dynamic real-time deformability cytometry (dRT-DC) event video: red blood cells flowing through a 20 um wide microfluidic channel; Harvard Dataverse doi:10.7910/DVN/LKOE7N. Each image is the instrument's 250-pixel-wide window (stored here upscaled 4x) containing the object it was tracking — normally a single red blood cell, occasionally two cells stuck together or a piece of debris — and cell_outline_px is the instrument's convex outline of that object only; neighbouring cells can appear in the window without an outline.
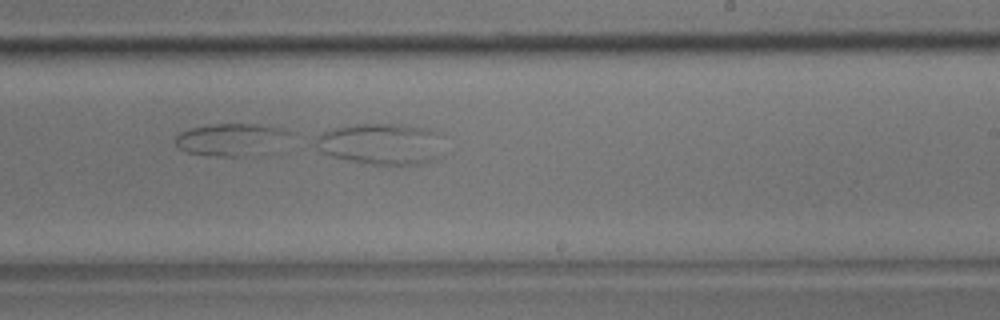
{"species": "common noctule bat (a hibernating species)", "species_latin": "Nyctalus noctula", "temperature_condition": "room temperature", "stored_images_in_passage": 27, "camera_frame_rate_fps": 3000, "um_per_image_px": 0.085, "animal": {"sex": "male", "body_mass_g": 17.9}, "frame": {"image": 1, "passage_image": 20, "time_ms": 6.333, "image_size_px": [1000, 320], "cell_outline_px": [[444, 156], [436, 160], [420, 164], [364, 164], [332, 156], [324, 152], [316, 144], [316, 136], [320, 132], [332, 128], [356, 124], [404, 124], [424, 128], [440, 132], [444, 136]], "centroid_in_image_um": [32.52, 12.23], "position_along_channel_um": 256.5, "area_um2": 31.56}}